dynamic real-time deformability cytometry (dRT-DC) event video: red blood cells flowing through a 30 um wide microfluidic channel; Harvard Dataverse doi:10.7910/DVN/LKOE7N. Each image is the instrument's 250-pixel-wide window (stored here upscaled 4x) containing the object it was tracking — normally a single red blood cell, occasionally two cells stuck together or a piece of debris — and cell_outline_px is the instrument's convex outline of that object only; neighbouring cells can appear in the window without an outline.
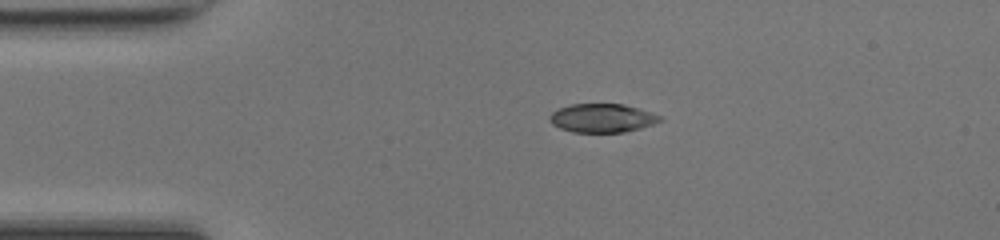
{"species": "common noctule bat (a hibernating species)", "species_latin": "Nyctalus noctula", "temperature_condition": "room temperature", "stored_images_in_passage": 39, "camera_frame_rate_fps": 3000, "um_per_image_px": 0.085, "animal": {"sex": "female", "body_mass_g": 17.0, "forearm_length_mm": 48.0}, "frame": {"image": 1, "passage_image": 1, "time_ms": 0.0, "image_size_px": [1000, 240], "cell_outline_px": [[664, 120], [640, 128], [624, 132], [572, 132], [560, 128], [552, 124], [548, 120], [548, 116], [552, 112], [560, 108], [572, 104], [624, 104], [660, 116]], "centroid_in_image_um": [51.14, 10.04], "position_along_channel_um": 33.9, "area_um2": 18.26}}
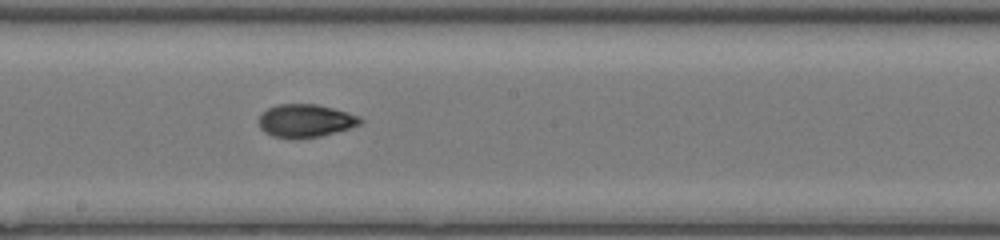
{"frame": {"image": 2, "passage_image": 17, "time_ms": 5.333, "image_size_px": [1000, 240], "cell_outline_px": [[364, 120], [360, 124], [348, 128], [320, 136], [272, 136], [264, 132], [260, 128], [260, 116], [268, 108], [276, 104], [316, 104], [348, 112], [360, 116]], "centroid_in_image_um": [25.99, 10.22], "position_along_channel_um": 222.2, "area_um2": 18.9}}
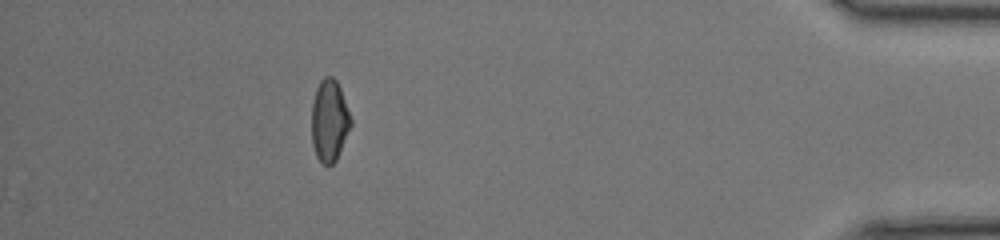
{"frame": {"image": 3, "passage_image": 34, "time_ms": 11.0, "image_size_px": [1000, 240], "cell_outline_px": [[352, 124], [336, 160], [332, 164], [324, 164], [316, 156], [312, 144], [312, 104], [316, 88], [320, 80], [324, 76], [332, 76], [336, 80], [340, 88], [352, 120]], "centroid_in_image_um": [27.99, 10.23], "position_along_channel_um": 407.2, "area_um2": 18.61}, "authors_computed_cell_mechanics": {"area_um2": 19.1318, "velocity_mm_per_s": 4.2926, "shape_relaxation_time_tau1_ms": 5.6334, "shape_relaxation_time_tau2_ms": 2.5884, "deformation_change_tau1": 0.2, "deformation_change_tau2": 0.0575}}